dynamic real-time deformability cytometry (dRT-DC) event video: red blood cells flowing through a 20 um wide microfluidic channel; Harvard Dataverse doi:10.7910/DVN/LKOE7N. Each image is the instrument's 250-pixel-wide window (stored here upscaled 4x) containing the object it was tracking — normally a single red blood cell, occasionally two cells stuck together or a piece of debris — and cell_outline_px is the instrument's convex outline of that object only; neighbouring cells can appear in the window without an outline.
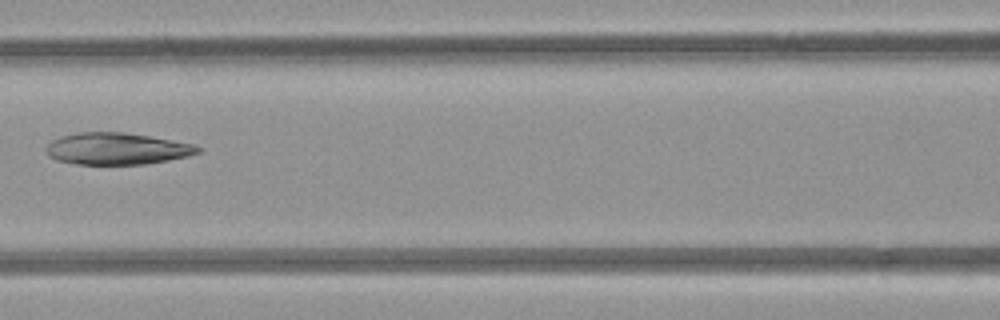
{"species": "common noctule bat (a hibernating species)", "species_latin": "Nyctalus noctula", "temperature_condition": "room temperature", "stored_images_in_passage": 4, "camera_frame_rate_fps": 3000, "um_per_image_px": 0.085, "animal": {"sex": "female", "body_mass_g": 21.9}, "frame": {"image": 1, "passage_image": 4, "time_ms": 4.333, "image_size_px": [1000, 320], "cell_outline_px": [[204, 148], [200, 152], [188, 156], [148, 164], [76, 164], [56, 160], [48, 156], [44, 148], [52, 140], [60, 136], [76, 132], [124, 132], [196, 144]], "centroid_in_image_um": [9.93, 12.64], "position_along_channel_um": 156.7, "area_um2": 28.38}}